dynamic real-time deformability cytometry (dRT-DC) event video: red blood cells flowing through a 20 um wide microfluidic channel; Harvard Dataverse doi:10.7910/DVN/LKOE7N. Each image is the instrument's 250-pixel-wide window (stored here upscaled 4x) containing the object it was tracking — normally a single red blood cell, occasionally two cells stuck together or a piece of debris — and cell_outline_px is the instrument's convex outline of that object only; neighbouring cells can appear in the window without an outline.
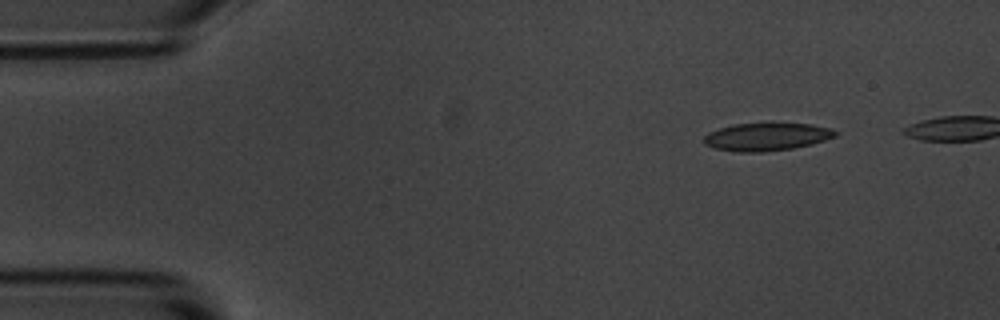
{"species": "common noctule bat (a hibernating species)", "species_latin": "Nyctalus noctula", "temperature_condition": "room temperature", "stored_images_in_passage": 5, "camera_frame_rate_fps": 3000, "um_per_image_px": 0.085, "animal": {"sex": "male", "body_mass_g": 20.1, "forearm_length_mm": 53.5}, "frame": {"image": 1, "passage_image": 1, "time_ms": 0.0, "image_size_px": [1000, 320], "cell_outline_px": [[840, 132], [836, 136], [812, 144], [792, 148], [764, 152], [736, 152], [716, 148], [704, 144], [704, 136], [708, 132], [720, 128], [736, 124], [768, 120], [772, 120], [812, 124], [832, 128]], "centroid_in_image_um": [65.21, 11.57], "position_along_channel_um": 19.8, "area_um2": 22.31}}